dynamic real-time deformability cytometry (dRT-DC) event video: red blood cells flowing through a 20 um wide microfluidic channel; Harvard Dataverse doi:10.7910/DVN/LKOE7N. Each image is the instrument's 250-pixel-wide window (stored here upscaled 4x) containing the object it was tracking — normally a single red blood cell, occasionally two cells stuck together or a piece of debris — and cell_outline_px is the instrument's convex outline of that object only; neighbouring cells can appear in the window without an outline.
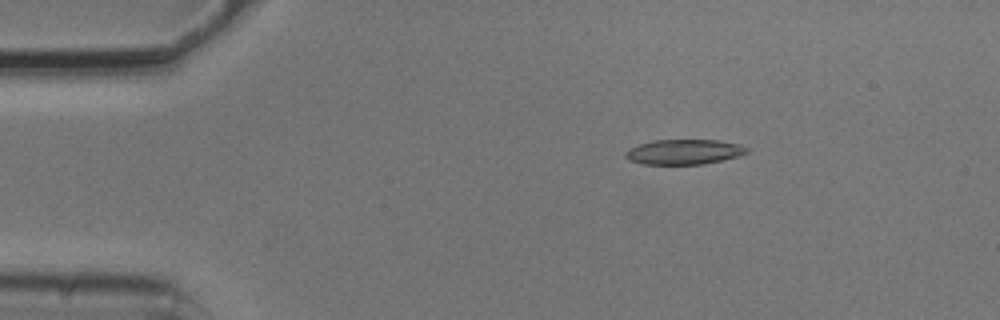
{"species": "common noctule bat (a hibernating species)", "species_latin": "Nyctalus noctula", "temperature_condition": "cold", "stored_images_in_passage": 6, "camera_frame_rate_fps": 3000, "um_per_image_px": 0.085, "animal": {"sex": "male", "body_mass_g": 20.5, "forearm_length_mm": 52.5}, "frame": {"image": 1, "passage_image": 3, "time_ms": 0.667, "image_size_px": [1000, 320], "cell_outline_px": [[748, 152], [736, 156], [704, 164], [640, 164], [628, 160], [624, 156], [624, 152], [628, 148], [640, 144], [656, 140], [720, 140], [740, 144], [748, 148]], "centroid_in_image_um": [58.09, 12.91], "position_along_channel_um": 26.9, "area_um2": 17.69}}
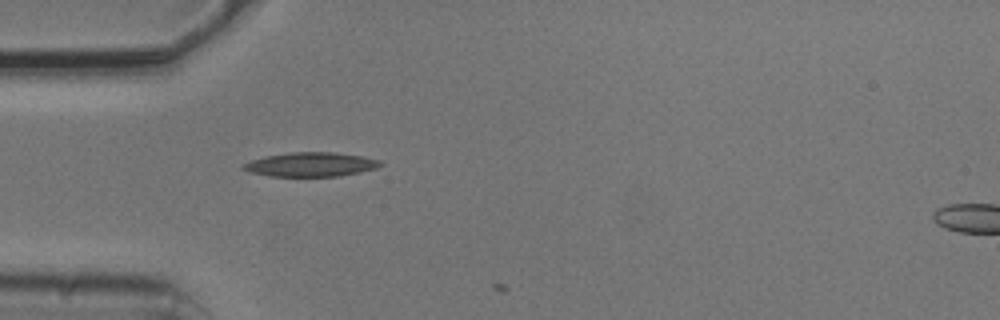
{"frame": {"image": 2, "passage_image": 5, "time_ms": 1.333, "image_size_px": [1000, 320], "cell_outline_px": [[384, 164], [376, 168], [360, 172], [340, 176], [268, 176], [252, 172], [240, 168], [244, 164], [252, 160], [264, 156], [288, 152], [336, 152], [364, 156], [380, 160]], "centroid_in_image_um": [26.45, 13.97], "position_along_channel_um": 58.5, "area_um2": 19.42}}